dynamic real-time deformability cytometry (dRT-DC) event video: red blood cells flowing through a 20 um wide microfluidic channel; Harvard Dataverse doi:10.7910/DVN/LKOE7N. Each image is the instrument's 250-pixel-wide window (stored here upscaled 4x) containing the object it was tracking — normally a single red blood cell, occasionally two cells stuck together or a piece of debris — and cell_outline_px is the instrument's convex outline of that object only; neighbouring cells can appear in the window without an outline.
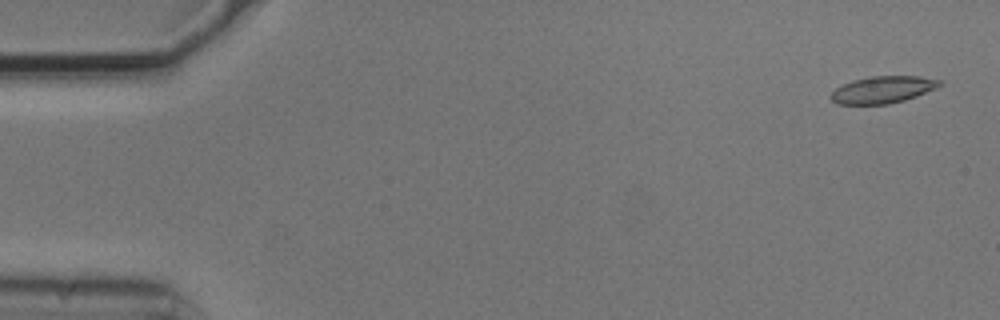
{"species": "common noctule bat (a hibernating species)", "species_latin": "Nyctalus noctula", "temperature_condition": "cold", "stored_images_in_passage": 8, "camera_frame_rate_fps": 3000, "um_per_image_px": 0.085, "animal": {"sex": "male", "body_mass_g": 20.5, "forearm_length_mm": 52.5}, "frame": {"image": 1, "passage_image": 1, "time_ms": 0.0, "image_size_px": [1000, 320], "cell_outline_px": [[944, 84], [936, 88], [916, 96], [904, 100], [888, 104], [836, 104], [828, 96], [840, 84], [852, 80], [872, 76], [920, 76], [944, 80]], "centroid_in_image_um": [75.04, 7.61], "position_along_channel_um": 10.0, "area_um2": 17.34}}
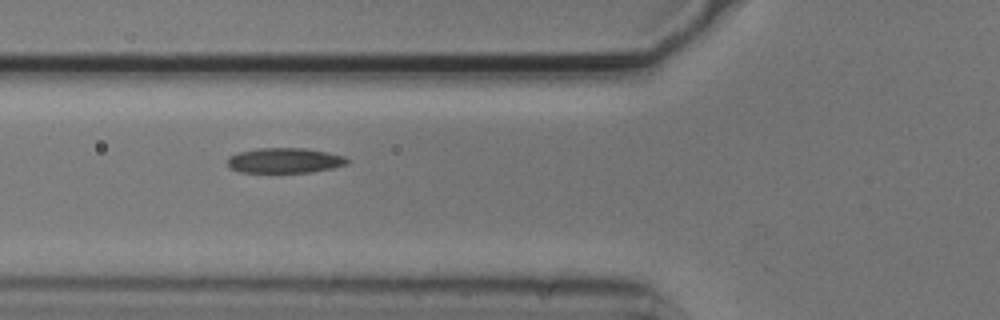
{"frame": {"image": 2, "passage_image": 6, "time_ms": 1.667, "image_size_px": [1000, 320], "cell_outline_px": [[352, 160], [348, 164], [332, 168], [312, 172], [240, 172], [228, 168], [228, 156], [240, 152], [256, 148], [304, 148], [328, 152], [344, 156]], "centroid_in_image_um": [24.22, 13.64], "position_along_channel_um": 101.6, "area_um2": 17.69}}
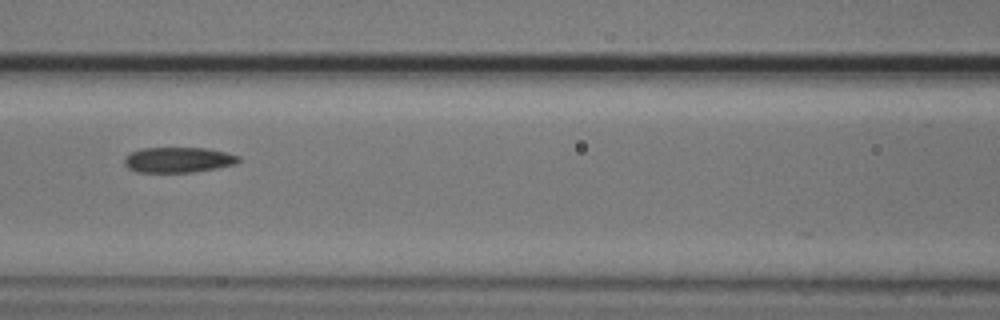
{"frame": {"image": 3, "passage_image": 7, "time_ms": 2.0, "image_size_px": [1000, 320], "cell_outline_px": [[240, 160], [236, 164], [216, 168], [192, 172], [136, 172], [128, 168], [124, 164], [124, 156], [132, 152], [144, 148], [204, 148], [224, 152], [240, 156]], "centroid_in_image_um": [15.13, 13.59], "position_along_channel_um": 151.5, "area_um2": 16.82}}